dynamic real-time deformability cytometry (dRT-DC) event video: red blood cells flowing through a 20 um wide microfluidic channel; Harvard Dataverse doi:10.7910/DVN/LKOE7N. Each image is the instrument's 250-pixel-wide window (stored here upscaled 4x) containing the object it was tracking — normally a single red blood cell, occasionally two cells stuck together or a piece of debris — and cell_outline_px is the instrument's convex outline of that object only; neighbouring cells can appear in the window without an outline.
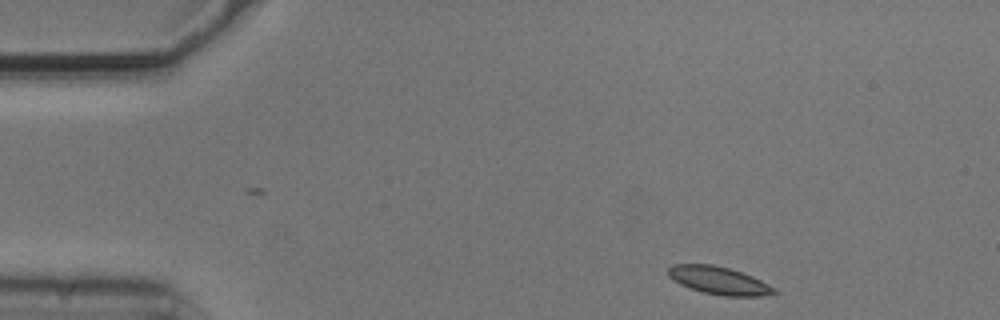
{"species": "common noctule bat (a hibernating species)", "species_latin": "Nyctalus noctula", "temperature_condition": "cold", "stored_images_in_passage": 48, "camera_frame_rate_fps": 3000, "um_per_image_px": 0.085, "animal": {"sex": "male", "body_mass_g": 20.5, "forearm_length_mm": 52.5}, "frame": {"image": 1, "passage_image": 1, "time_ms": 0.0, "image_size_px": [1000, 320], "cell_outline_px": [[780, 292], [760, 296], [724, 296], [704, 292], [688, 288], [672, 280], [668, 276], [668, 268], [672, 264], [712, 264], [728, 268], [752, 276], [776, 288]], "centroid_in_image_um": [61.09, 23.84], "position_along_channel_um": 23.9, "area_um2": 17.17}}
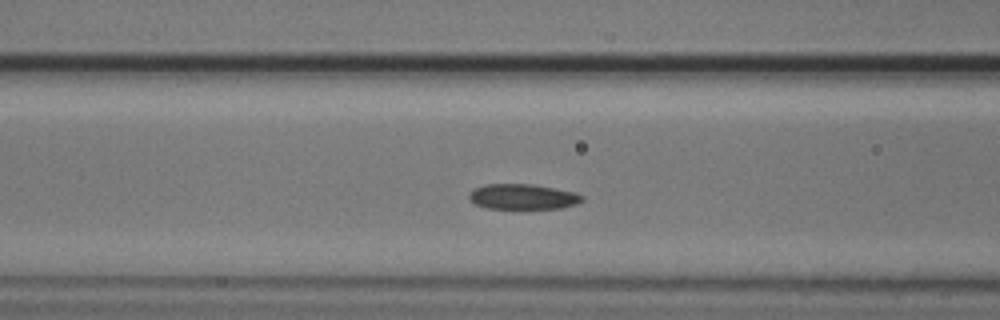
{"frame": {"image": 2, "passage_image": 15, "time_ms": 4.667, "image_size_px": [1000, 320], "cell_outline_px": [[584, 200], [576, 204], [560, 208], [488, 208], [476, 204], [468, 196], [468, 192], [484, 184], [532, 184], [572, 192], [584, 196]], "centroid_in_image_um": [44.43, 16.71], "position_along_channel_um": 122.2, "area_um2": 16.42}}
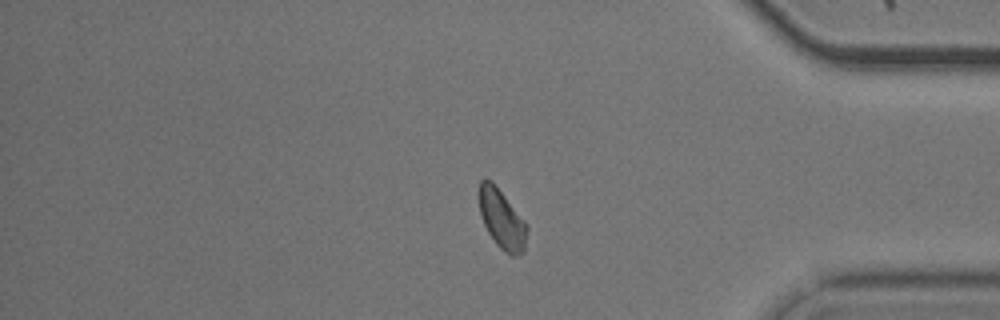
{"frame": {"image": 3, "passage_image": 39, "time_ms": 12.667, "image_size_px": [1000, 320], "cell_outline_px": [[528, 228], [524, 252], [516, 256], [512, 256], [504, 252], [496, 244], [488, 232], [480, 216], [476, 192], [480, 180], [484, 176], [492, 180], [528, 224]], "centroid_in_image_um": [42.62, 18.57], "position_along_channel_um": 392.6, "area_um2": 17.28}, "authors_computed_cell_mechanics": {"area_um2": 16.8198, "velocity_mm_per_s": 3.6791, "shape_relaxation_time_tau1_ms": null, "shape_relaxation_time_tau2_ms": 7.3, "deformation_change_tau1": null, "deformation_change_tau2": 0.1263}}